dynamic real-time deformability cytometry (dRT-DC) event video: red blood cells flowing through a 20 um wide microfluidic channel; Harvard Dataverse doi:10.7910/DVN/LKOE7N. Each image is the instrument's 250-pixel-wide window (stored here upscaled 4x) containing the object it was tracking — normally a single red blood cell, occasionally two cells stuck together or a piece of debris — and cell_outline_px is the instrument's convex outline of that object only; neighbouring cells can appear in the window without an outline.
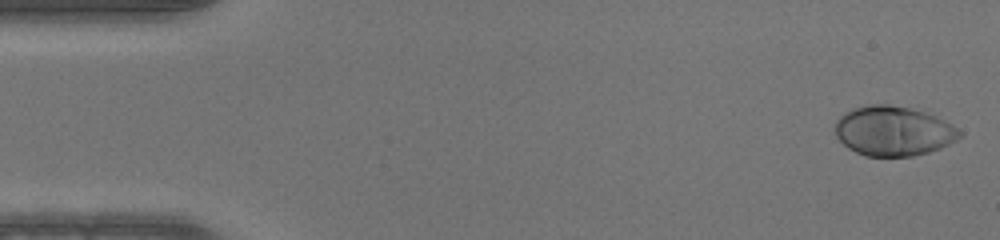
{"species": "human", "species_latin": "Homo sapiens", "temperature_condition": "warm", "stored_images_in_passage": 49, "camera_frame_rate_fps": 3000, "um_per_image_px": 0.085, "donor": {"sex": "male"}, "frame": {"image": 1, "passage_image": 1, "time_ms": 0.0, "image_size_px": [1000, 240], "cell_outline_px": [[964, 132], [956, 140], [940, 148], [928, 152], [912, 156], [864, 156], [848, 148], [836, 136], [836, 120], [844, 112], [852, 108], [868, 104], [888, 104], [912, 108], [936, 116], [952, 124]], "centroid_in_image_um": [75.94, 11.12], "position_along_channel_um": 9.1, "area_um2": 36.18}}
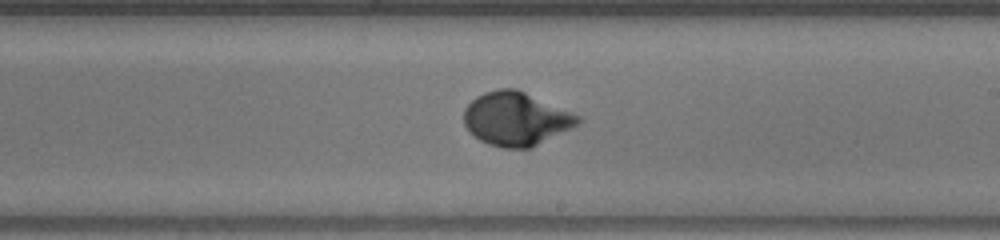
{"frame": {"image": 2, "passage_image": 28, "time_ms": 9.0, "image_size_px": [1000, 240], "cell_outline_px": [[580, 120], [572, 128], [532, 148], [504, 148], [488, 144], [480, 140], [464, 124], [464, 108], [476, 96], [484, 92], [500, 88], [516, 88], [572, 112], [580, 116]], "centroid_in_image_um": [43.86, 10.1], "position_along_channel_um": 245.1, "area_um2": 35.43}}
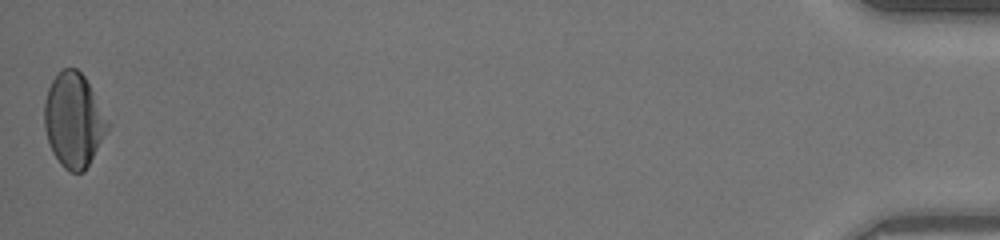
{"frame": {"image": 3, "passage_image": 49, "time_ms": 16.0, "image_size_px": [1000, 240], "cell_outline_px": [[112, 124], [84, 172], [72, 172], [64, 168], [60, 164], [52, 152], [44, 128], [44, 104], [48, 88], [52, 80], [64, 68], [76, 68], [84, 76]], "centroid_in_image_um": [6.28, 10.23], "position_along_channel_um": 428.9, "area_um2": 34.8}}